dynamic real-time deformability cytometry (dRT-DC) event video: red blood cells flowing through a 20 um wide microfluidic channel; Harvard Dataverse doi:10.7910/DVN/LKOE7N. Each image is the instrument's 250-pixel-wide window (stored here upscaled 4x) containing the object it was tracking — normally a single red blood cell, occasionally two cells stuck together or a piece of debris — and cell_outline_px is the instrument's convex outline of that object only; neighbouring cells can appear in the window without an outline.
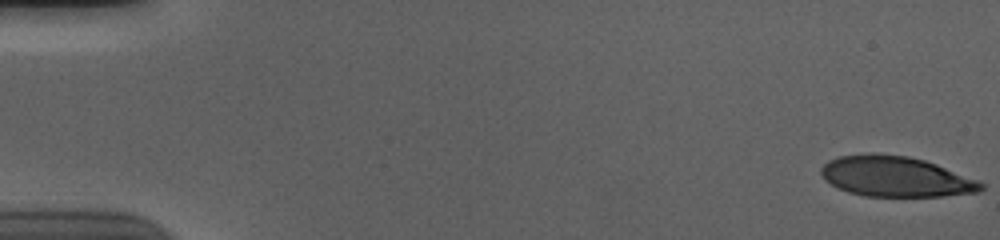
{"species": "human", "species_latin": "Homo sapiens", "temperature_condition": "cold", "stored_images_in_passage": 14, "camera_frame_rate_fps": 3000, "um_per_image_px": 0.085, "donor": {"sex": "male"}, "frame": {"image": 1, "passage_image": 1, "time_ms": 0.0, "image_size_px": [1000, 240], "cell_outline_px": [[984, 188], [980, 192], [940, 196], [864, 196], [848, 192], [836, 188], [824, 180], [820, 172], [820, 168], [828, 160], [840, 156], [908, 156], [924, 160], [936, 164], [976, 180], [984, 184]], "centroid_in_image_um": [76.12, 15.05], "position_along_channel_um": 8.9, "area_um2": 36.76}}